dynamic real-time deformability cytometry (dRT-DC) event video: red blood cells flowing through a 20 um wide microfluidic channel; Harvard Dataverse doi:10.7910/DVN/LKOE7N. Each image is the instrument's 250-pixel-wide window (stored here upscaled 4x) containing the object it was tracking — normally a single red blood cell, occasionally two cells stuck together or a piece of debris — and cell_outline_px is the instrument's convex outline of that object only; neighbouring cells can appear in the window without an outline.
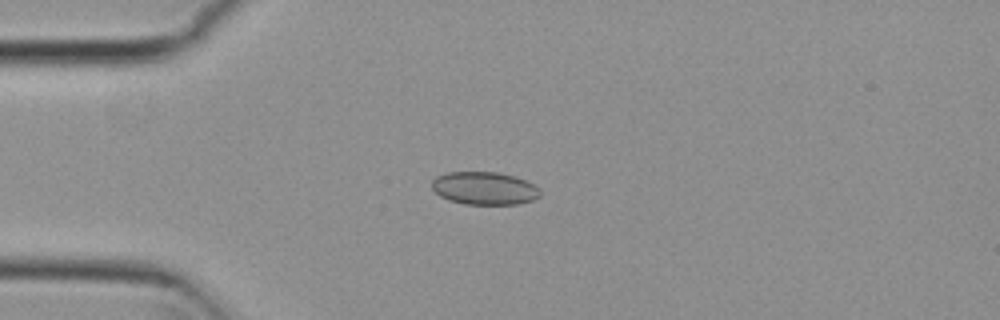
{"species": "common noctule bat (a hibernating species)", "species_latin": "Nyctalus noctula", "temperature_condition": "cold", "stored_images_in_passage": 6, "camera_frame_rate_fps": 3000, "um_per_image_px": 0.085, "animal": {"sex": "female", "body_mass_g": 29.2, "forearm_length_mm": 56.3}, "frame": {"image": 1, "passage_image": 2, "time_ms": 0.333, "image_size_px": [1000, 320], "cell_outline_px": [[540, 196], [532, 200], [516, 204], [464, 204], [448, 200], [440, 196], [432, 188], [432, 180], [436, 176], [448, 172], [496, 172], [516, 176], [540, 188]], "centroid_in_image_um": [41.16, 16.0], "position_along_channel_um": 43.8, "area_um2": 20.75}}
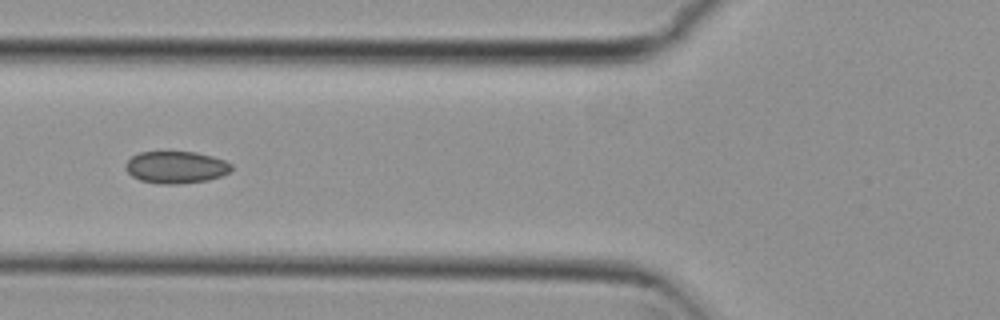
{"frame": {"image": 2, "passage_image": 4, "time_ms": 1.0, "image_size_px": [1000, 320], "cell_outline_px": [[232, 168], [228, 172], [220, 176], [208, 180], [176, 184], [164, 184], [140, 180], [132, 176], [124, 168], [124, 164], [132, 156], [140, 152], [168, 148], [196, 152], [212, 156], [224, 160], [232, 164]], "centroid_in_image_um": [14.91, 14.15], "position_along_channel_um": 110.9, "area_um2": 20.52}}
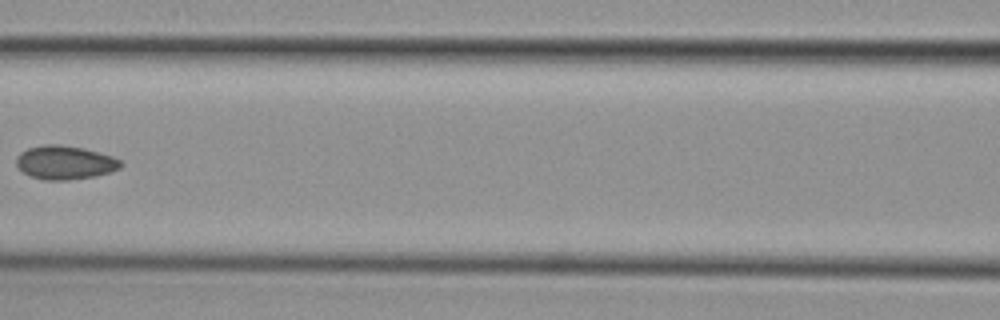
{"frame": {"image": 3, "passage_image": 5, "time_ms": 1.333, "image_size_px": [1000, 320], "cell_outline_px": [[124, 164], [120, 168], [112, 172], [96, 176], [68, 180], [44, 180], [28, 176], [16, 164], [16, 156], [20, 152], [28, 148], [44, 144], [60, 144], [84, 148], [112, 156], [120, 160]], "centroid_in_image_um": [5.53, 13.81], "position_along_channel_um": 161.1, "area_um2": 20.75}}